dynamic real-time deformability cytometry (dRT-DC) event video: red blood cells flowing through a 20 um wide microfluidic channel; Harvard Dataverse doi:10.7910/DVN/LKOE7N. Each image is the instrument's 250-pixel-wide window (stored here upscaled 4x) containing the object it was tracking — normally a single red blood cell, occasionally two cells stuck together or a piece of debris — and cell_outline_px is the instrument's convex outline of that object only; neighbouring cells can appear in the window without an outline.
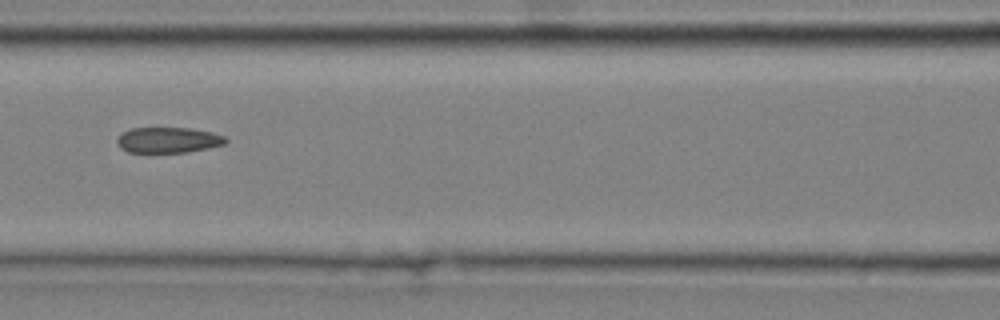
{"species": "common noctule bat (a hibernating species)", "species_latin": "Nyctalus noctula", "temperature_condition": "cold", "stored_images_in_passage": 9, "camera_frame_rate_fps": 3000, "um_per_image_px": 0.085, "animal": {"sex": "male", "body_mass_g": 20.4}, "frame": {"image": 1, "passage_image": 6, "time_ms": 1.667, "image_size_px": [1000, 320], "cell_outline_px": [[228, 140], [224, 144], [208, 148], [188, 152], [128, 152], [120, 148], [116, 140], [124, 132], [132, 128], [192, 128], [212, 132], [224, 136]], "centroid_in_image_um": [14.32, 11.9], "position_along_channel_um": 152.3, "area_um2": 16.13}}
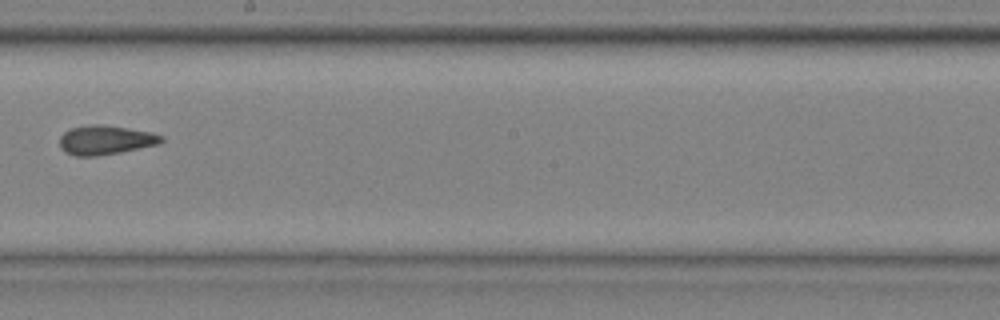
{"frame": {"image": 2, "passage_image": 8, "time_ms": 2.333, "image_size_px": [1000, 320], "cell_outline_px": [[164, 140], [160, 144], [120, 152], [96, 156], [76, 156], [64, 152], [60, 148], [60, 136], [64, 132], [72, 128], [92, 124], [100, 124], [128, 128], [152, 132], [164, 136]], "centroid_in_image_um": [8.98, 11.9], "position_along_channel_um": 239.2, "area_um2": 17.4}}
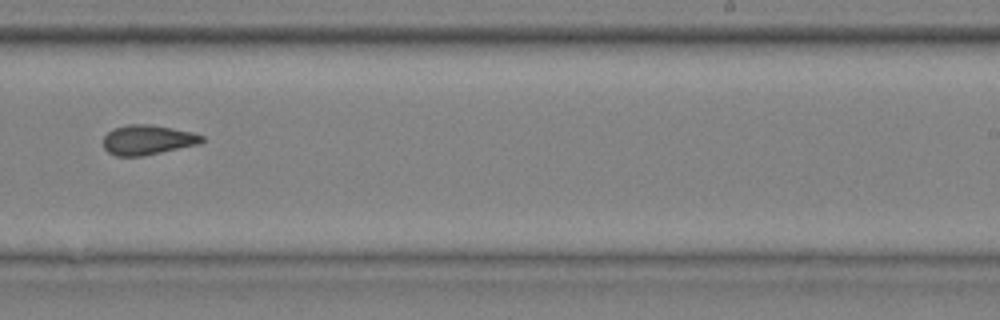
{"frame": {"image": 3, "passage_image": 9, "time_ms": 2.667, "image_size_px": [1000, 320], "cell_outline_px": [[204, 140], [200, 144], [144, 156], [116, 156], [108, 152], [104, 148], [104, 136], [112, 128], [128, 124], [152, 124], [192, 132], [204, 136]], "centroid_in_image_um": [12.55, 11.89], "position_along_channel_um": 276.4, "area_um2": 17.28}}